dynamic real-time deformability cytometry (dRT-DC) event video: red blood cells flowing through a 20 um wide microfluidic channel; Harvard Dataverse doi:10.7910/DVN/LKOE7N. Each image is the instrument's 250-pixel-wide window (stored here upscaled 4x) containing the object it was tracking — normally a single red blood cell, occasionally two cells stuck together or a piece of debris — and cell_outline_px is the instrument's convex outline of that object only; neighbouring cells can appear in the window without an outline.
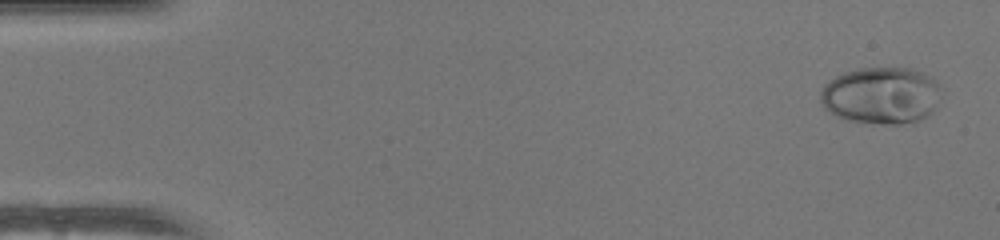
{"species": "human", "species_latin": "Homo sapiens", "temperature_condition": "warm", "stored_images_in_passage": 51, "camera_frame_rate_fps": 3000, "um_per_image_px": 0.085, "donor": {"sex": "female"}, "frame": {"image": 1, "passage_image": 2, "time_ms": 0.333, "image_size_px": [1000, 240], "cell_outline_px": [[940, 96], [936, 108], [928, 116], [916, 120], [900, 124], [884, 124], [844, 120], [836, 116], [824, 108], [820, 100], [820, 92], [824, 84], [828, 80], [844, 72], [856, 68], [912, 68], [924, 72], [932, 76], [940, 84]], "centroid_in_image_um": [74.91, 8.1], "position_along_channel_um": 10.1, "area_um2": 40.63}}
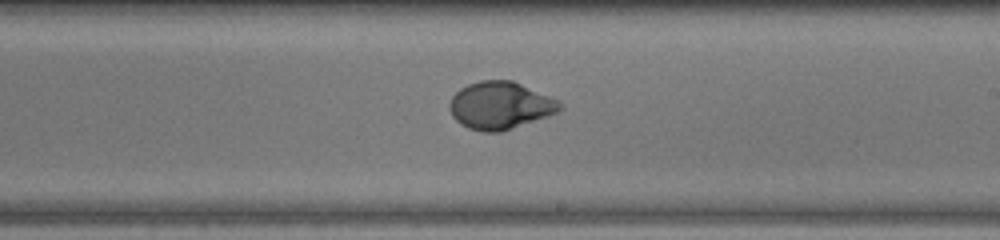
{"frame": {"image": 2, "passage_image": 30, "time_ms": 9.667, "image_size_px": [1000, 240], "cell_outline_px": [[564, 108], [548, 116], [500, 132], [484, 132], [468, 128], [460, 124], [452, 116], [448, 108], [448, 104], [452, 96], [460, 88], [468, 84], [480, 80], [512, 80], [560, 100], [564, 104]], "centroid_in_image_um": [42.52, 8.96], "position_along_channel_um": 246.5, "area_um2": 30.75}}
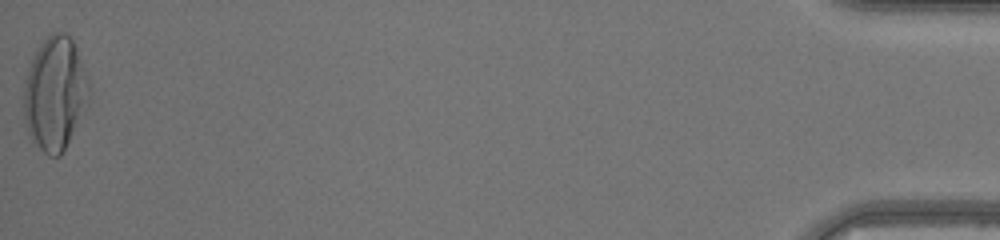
{"frame": {"image": 3, "passage_image": 51, "time_ms": 16.667, "image_size_px": [1000, 240], "cell_outline_px": [[92, 88], [68, 140], [60, 156], [48, 156], [32, 140], [28, 132], [24, 120], [24, 88], [28, 72], [32, 60], [40, 44], [52, 32], [64, 32], [72, 40], [76, 48]], "centroid_in_image_um": [4.66, 7.92], "position_along_channel_um": 430.5, "area_um2": 42.02}, "authors_computed_cell_mechanics": {"area_um2": 31.0386, "velocity_mm_per_s": 4.0967, "shape_relaxation_time_tau1_ms": 4.8694, "shape_relaxation_time_tau2_ms": null, "deformation_change_tau1": 0.2534, "deformation_change_tau2": null}}